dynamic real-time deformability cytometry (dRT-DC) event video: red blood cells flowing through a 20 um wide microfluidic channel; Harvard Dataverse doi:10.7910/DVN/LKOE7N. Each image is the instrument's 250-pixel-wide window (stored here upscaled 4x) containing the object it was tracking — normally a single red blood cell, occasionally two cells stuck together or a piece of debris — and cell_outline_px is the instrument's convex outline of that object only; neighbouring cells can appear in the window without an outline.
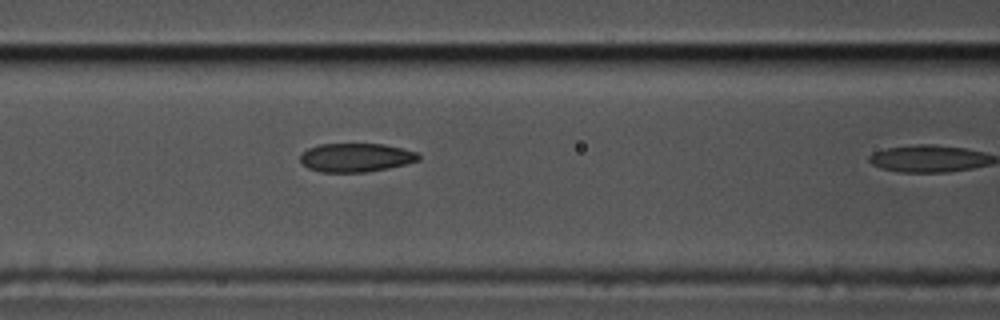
{"species": "common noctule bat (a hibernating species)", "species_latin": "Nyctalus noctula", "temperature_condition": "cold", "stored_images_in_passage": 10, "camera_frame_rate_fps": 3000, "um_per_image_px": 0.085, "animal": {"sex": "male", "body_mass_g": 17.5, "forearm_length_mm": 52.3}, "frame": {"image": 1, "passage_image": 9, "time_ms": 2.667, "image_size_px": [1000, 320], "cell_outline_px": [[420, 160], [388, 168], [368, 172], [320, 172], [308, 168], [300, 160], [300, 156], [308, 148], [320, 144], [384, 144], [416, 152], [420, 156]], "centroid_in_image_um": [30.24, 13.39], "position_along_channel_um": 136.4, "area_um2": 19.65}}